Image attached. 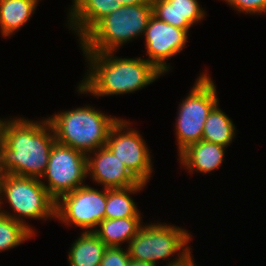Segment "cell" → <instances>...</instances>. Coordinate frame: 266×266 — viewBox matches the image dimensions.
I'll return each mask as SVG.
<instances>
[{
    "label": "cell",
    "instance_id": "1",
    "mask_svg": "<svg viewBox=\"0 0 266 266\" xmlns=\"http://www.w3.org/2000/svg\"><path fill=\"white\" fill-rule=\"evenodd\" d=\"M55 134L45 118L0 119V167L3 174L41 178L44 174Z\"/></svg>",
    "mask_w": 266,
    "mask_h": 266
},
{
    "label": "cell",
    "instance_id": "3",
    "mask_svg": "<svg viewBox=\"0 0 266 266\" xmlns=\"http://www.w3.org/2000/svg\"><path fill=\"white\" fill-rule=\"evenodd\" d=\"M152 15L151 0L146 4L123 5L99 20L78 40L80 48L82 52H117L119 47L144 34Z\"/></svg>",
    "mask_w": 266,
    "mask_h": 266
},
{
    "label": "cell",
    "instance_id": "9",
    "mask_svg": "<svg viewBox=\"0 0 266 266\" xmlns=\"http://www.w3.org/2000/svg\"><path fill=\"white\" fill-rule=\"evenodd\" d=\"M107 188L103 191L83 185L56 201V218L65 225H75L83 232L94 231L105 219Z\"/></svg>",
    "mask_w": 266,
    "mask_h": 266
},
{
    "label": "cell",
    "instance_id": "5",
    "mask_svg": "<svg viewBox=\"0 0 266 266\" xmlns=\"http://www.w3.org/2000/svg\"><path fill=\"white\" fill-rule=\"evenodd\" d=\"M4 198L12 208L13 214L1 206ZM0 213L24 224L34 233L33 227L26 223L25 219L56 218V200L39 178L3 174L0 186Z\"/></svg>",
    "mask_w": 266,
    "mask_h": 266
},
{
    "label": "cell",
    "instance_id": "22",
    "mask_svg": "<svg viewBox=\"0 0 266 266\" xmlns=\"http://www.w3.org/2000/svg\"><path fill=\"white\" fill-rule=\"evenodd\" d=\"M131 258L128 255L127 249L122 247H107L100 266H128Z\"/></svg>",
    "mask_w": 266,
    "mask_h": 266
},
{
    "label": "cell",
    "instance_id": "18",
    "mask_svg": "<svg viewBox=\"0 0 266 266\" xmlns=\"http://www.w3.org/2000/svg\"><path fill=\"white\" fill-rule=\"evenodd\" d=\"M71 245L69 266H100L107 245L93 232H81Z\"/></svg>",
    "mask_w": 266,
    "mask_h": 266
},
{
    "label": "cell",
    "instance_id": "15",
    "mask_svg": "<svg viewBox=\"0 0 266 266\" xmlns=\"http://www.w3.org/2000/svg\"><path fill=\"white\" fill-rule=\"evenodd\" d=\"M227 147L200 140L189 145L179 156V162L188 172H201L209 174L218 169L224 161L225 149Z\"/></svg>",
    "mask_w": 266,
    "mask_h": 266
},
{
    "label": "cell",
    "instance_id": "26",
    "mask_svg": "<svg viewBox=\"0 0 266 266\" xmlns=\"http://www.w3.org/2000/svg\"><path fill=\"white\" fill-rule=\"evenodd\" d=\"M128 266H155V265L146 261L131 260Z\"/></svg>",
    "mask_w": 266,
    "mask_h": 266
},
{
    "label": "cell",
    "instance_id": "2",
    "mask_svg": "<svg viewBox=\"0 0 266 266\" xmlns=\"http://www.w3.org/2000/svg\"><path fill=\"white\" fill-rule=\"evenodd\" d=\"M83 54L88 62V72L77 86L81 94L103 97L134 93L164 75L141 57L120 58L114 56V51Z\"/></svg>",
    "mask_w": 266,
    "mask_h": 266
},
{
    "label": "cell",
    "instance_id": "16",
    "mask_svg": "<svg viewBox=\"0 0 266 266\" xmlns=\"http://www.w3.org/2000/svg\"><path fill=\"white\" fill-rule=\"evenodd\" d=\"M142 217H127L122 219H104L93 231L107 247H121L128 244L139 232L143 223Z\"/></svg>",
    "mask_w": 266,
    "mask_h": 266
},
{
    "label": "cell",
    "instance_id": "21",
    "mask_svg": "<svg viewBox=\"0 0 266 266\" xmlns=\"http://www.w3.org/2000/svg\"><path fill=\"white\" fill-rule=\"evenodd\" d=\"M33 233L24 224L0 213V252L13 249L31 239Z\"/></svg>",
    "mask_w": 266,
    "mask_h": 266
},
{
    "label": "cell",
    "instance_id": "17",
    "mask_svg": "<svg viewBox=\"0 0 266 266\" xmlns=\"http://www.w3.org/2000/svg\"><path fill=\"white\" fill-rule=\"evenodd\" d=\"M39 0H0V30L9 37L26 25Z\"/></svg>",
    "mask_w": 266,
    "mask_h": 266
},
{
    "label": "cell",
    "instance_id": "24",
    "mask_svg": "<svg viewBox=\"0 0 266 266\" xmlns=\"http://www.w3.org/2000/svg\"><path fill=\"white\" fill-rule=\"evenodd\" d=\"M194 258L190 255H178L172 261L168 262L165 266H196L194 264Z\"/></svg>",
    "mask_w": 266,
    "mask_h": 266
},
{
    "label": "cell",
    "instance_id": "8",
    "mask_svg": "<svg viewBox=\"0 0 266 266\" xmlns=\"http://www.w3.org/2000/svg\"><path fill=\"white\" fill-rule=\"evenodd\" d=\"M87 176V155L55 141L40 178L49 194L57 201L62 195L85 185ZM42 178H46L47 183Z\"/></svg>",
    "mask_w": 266,
    "mask_h": 266
},
{
    "label": "cell",
    "instance_id": "4",
    "mask_svg": "<svg viewBox=\"0 0 266 266\" xmlns=\"http://www.w3.org/2000/svg\"><path fill=\"white\" fill-rule=\"evenodd\" d=\"M91 106L77 107L47 117L56 142L88 155L104 147L118 117L108 116Z\"/></svg>",
    "mask_w": 266,
    "mask_h": 266
},
{
    "label": "cell",
    "instance_id": "10",
    "mask_svg": "<svg viewBox=\"0 0 266 266\" xmlns=\"http://www.w3.org/2000/svg\"><path fill=\"white\" fill-rule=\"evenodd\" d=\"M130 125V121L119 118L110 129L105 146L140 182L147 184L154 169L152 156L142 135Z\"/></svg>",
    "mask_w": 266,
    "mask_h": 266
},
{
    "label": "cell",
    "instance_id": "11",
    "mask_svg": "<svg viewBox=\"0 0 266 266\" xmlns=\"http://www.w3.org/2000/svg\"><path fill=\"white\" fill-rule=\"evenodd\" d=\"M148 62L162 74L170 71L167 60L183 51L188 40V32L167 24L152 15L144 32Z\"/></svg>",
    "mask_w": 266,
    "mask_h": 266
},
{
    "label": "cell",
    "instance_id": "6",
    "mask_svg": "<svg viewBox=\"0 0 266 266\" xmlns=\"http://www.w3.org/2000/svg\"><path fill=\"white\" fill-rule=\"evenodd\" d=\"M212 80L206 72L200 73L188 96L179 104L175 123L178 155L189 145L202 140L204 123L219 103Z\"/></svg>",
    "mask_w": 266,
    "mask_h": 266
},
{
    "label": "cell",
    "instance_id": "27",
    "mask_svg": "<svg viewBox=\"0 0 266 266\" xmlns=\"http://www.w3.org/2000/svg\"><path fill=\"white\" fill-rule=\"evenodd\" d=\"M2 176H3V172H2L1 167H0V186H1V179H2Z\"/></svg>",
    "mask_w": 266,
    "mask_h": 266
},
{
    "label": "cell",
    "instance_id": "25",
    "mask_svg": "<svg viewBox=\"0 0 266 266\" xmlns=\"http://www.w3.org/2000/svg\"><path fill=\"white\" fill-rule=\"evenodd\" d=\"M122 6L123 5H140L146 4L149 0H117Z\"/></svg>",
    "mask_w": 266,
    "mask_h": 266
},
{
    "label": "cell",
    "instance_id": "14",
    "mask_svg": "<svg viewBox=\"0 0 266 266\" xmlns=\"http://www.w3.org/2000/svg\"><path fill=\"white\" fill-rule=\"evenodd\" d=\"M151 3L155 17L187 32L206 15L198 0H151Z\"/></svg>",
    "mask_w": 266,
    "mask_h": 266
},
{
    "label": "cell",
    "instance_id": "19",
    "mask_svg": "<svg viewBox=\"0 0 266 266\" xmlns=\"http://www.w3.org/2000/svg\"><path fill=\"white\" fill-rule=\"evenodd\" d=\"M145 186L146 183L141 182L138 185L128 188H107L105 219L141 217V213L139 212L136 203L131 198V195L141 191Z\"/></svg>",
    "mask_w": 266,
    "mask_h": 266
},
{
    "label": "cell",
    "instance_id": "23",
    "mask_svg": "<svg viewBox=\"0 0 266 266\" xmlns=\"http://www.w3.org/2000/svg\"><path fill=\"white\" fill-rule=\"evenodd\" d=\"M232 9L245 14H265L266 0H224Z\"/></svg>",
    "mask_w": 266,
    "mask_h": 266
},
{
    "label": "cell",
    "instance_id": "7",
    "mask_svg": "<svg viewBox=\"0 0 266 266\" xmlns=\"http://www.w3.org/2000/svg\"><path fill=\"white\" fill-rule=\"evenodd\" d=\"M188 232L182 227L166 223H146L128 243L126 249L131 260L146 261L157 266L161 259L169 261V258L177 253L191 254L188 243L192 236Z\"/></svg>",
    "mask_w": 266,
    "mask_h": 266
},
{
    "label": "cell",
    "instance_id": "20",
    "mask_svg": "<svg viewBox=\"0 0 266 266\" xmlns=\"http://www.w3.org/2000/svg\"><path fill=\"white\" fill-rule=\"evenodd\" d=\"M218 105L213 107L204 123L202 140L228 147L235 137L236 127Z\"/></svg>",
    "mask_w": 266,
    "mask_h": 266
},
{
    "label": "cell",
    "instance_id": "12",
    "mask_svg": "<svg viewBox=\"0 0 266 266\" xmlns=\"http://www.w3.org/2000/svg\"><path fill=\"white\" fill-rule=\"evenodd\" d=\"M87 155L88 176L103 188H128L141 182L106 146ZM93 156V157H92Z\"/></svg>",
    "mask_w": 266,
    "mask_h": 266
},
{
    "label": "cell",
    "instance_id": "13",
    "mask_svg": "<svg viewBox=\"0 0 266 266\" xmlns=\"http://www.w3.org/2000/svg\"><path fill=\"white\" fill-rule=\"evenodd\" d=\"M122 5L117 0H73L68 14V28L79 40L103 17Z\"/></svg>",
    "mask_w": 266,
    "mask_h": 266
}]
</instances>
